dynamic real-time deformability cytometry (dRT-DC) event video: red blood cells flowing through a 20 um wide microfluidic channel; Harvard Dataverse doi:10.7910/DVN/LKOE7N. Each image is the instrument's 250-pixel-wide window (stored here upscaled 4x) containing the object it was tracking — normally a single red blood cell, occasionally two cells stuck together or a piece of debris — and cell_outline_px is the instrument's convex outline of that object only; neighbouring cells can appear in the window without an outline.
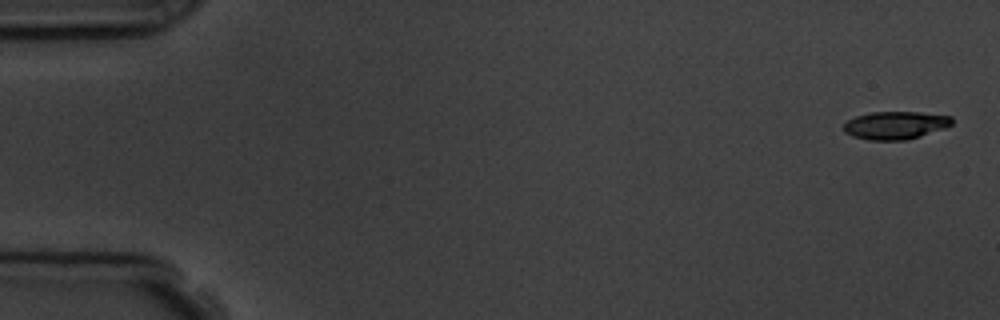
{"species": "common noctule bat (a hibernating species)", "species_latin": "Nyctalus noctula", "temperature_condition": "room temperature", "stored_images_in_passage": 5, "camera_frame_rate_fps": 3000, "um_per_image_px": 0.085, "animal": {"sex": "male", "body_mass_g": 19.5, "forearm_length_mm": 54.6}, "frame": {"image": 1, "passage_image": 1, "time_ms": 0.0, "image_size_px": [1000, 320], "cell_outline_px": [[952, 124], [944, 128], [908, 140], [868, 140], [852, 136], [844, 132], [844, 124], [848, 120], [856, 116], [872, 112], [916, 112], [952, 116]], "centroid_in_image_um": [76.09, 10.65], "position_along_channel_um": 8.9, "area_um2": 17.51}}
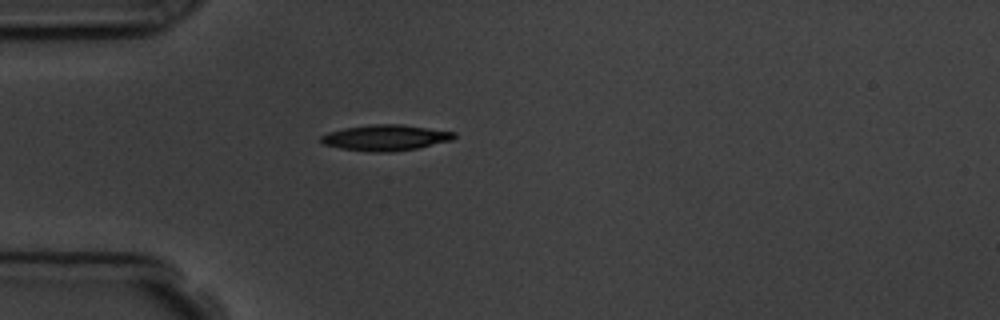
{"frame": {"image": 2, "passage_image": 5, "time_ms": 4.667, "image_size_px": [1000, 320], "cell_outline_px": [[456, 136], [452, 140], [416, 148], [392, 152], [372, 152], [340, 148], [324, 144], [320, 140], [320, 136], [328, 132], [344, 128], [372, 124], [400, 124], [456, 132]], "centroid_in_image_um": [32.76, 11.7], "position_along_channel_um": 52.2, "area_um2": 19.94}}